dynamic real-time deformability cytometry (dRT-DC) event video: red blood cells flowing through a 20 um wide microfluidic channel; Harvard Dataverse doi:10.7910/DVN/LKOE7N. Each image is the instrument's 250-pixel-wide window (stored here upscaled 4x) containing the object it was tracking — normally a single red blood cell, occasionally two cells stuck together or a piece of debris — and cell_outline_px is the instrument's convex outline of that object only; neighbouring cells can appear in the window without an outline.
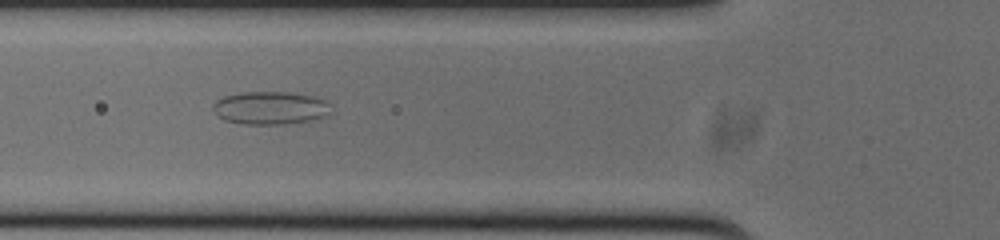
{"species": "common noctule bat (a hibernating species)", "species_latin": "Nyctalus noctula", "temperature_condition": "cold", "stored_images_in_passage": 53, "camera_frame_rate_fps": 3000, "um_per_image_px": 0.085, "animal": {"sex": "male", "body_mass_g": 20.0, "forearm_length_mm": 53.3}, "frame": {"image": 1, "passage_image": 18, "time_ms": 5.667, "image_size_px": [1000, 240], "cell_outline_px": [[332, 104], [328, 112], [324, 116], [308, 120], [284, 124], [244, 124], [224, 120], [212, 108], [212, 104], [216, 100], [224, 96], [240, 92], [292, 92], [316, 96]], "centroid_in_image_um": [22.97, 9.15], "position_along_channel_um": 102.8, "area_um2": 22.66}}
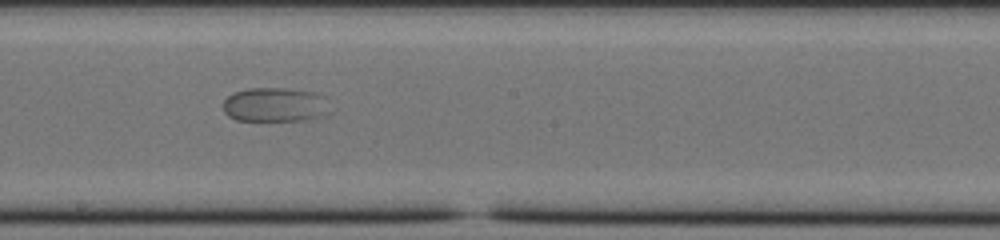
{"frame": {"image": 2, "passage_image": 28, "time_ms": 9.0, "image_size_px": [1000, 240], "cell_outline_px": [[332, 112], [320, 116], [304, 120], [236, 120], [228, 116], [224, 112], [224, 100], [228, 96], [236, 92], [248, 88], [288, 88], [312, 92], [324, 96]], "centroid_in_image_um": [23.4, 8.9], "position_along_channel_um": 224.8, "area_um2": 21.33}}
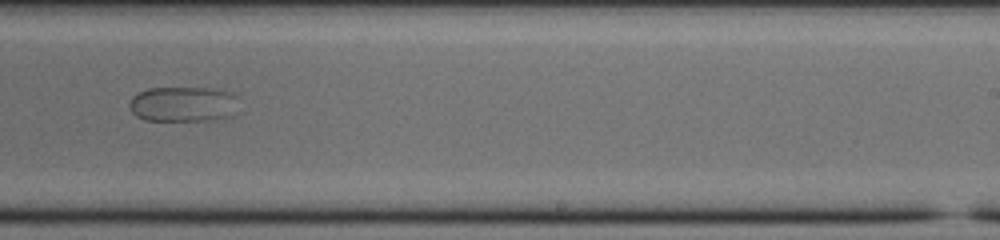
{"frame": {"image": 3, "passage_image": 32, "time_ms": 10.333, "image_size_px": [1000, 240], "cell_outline_px": [[240, 96], [236, 116], [212, 120], [144, 120], [136, 116], [132, 112], [128, 104], [132, 96], [148, 88], [212, 88], [232, 92]], "centroid_in_image_um": [15.66, 8.85], "position_along_channel_um": 273.3, "area_um2": 23.06}, "authors_computed_cell_mechanics": {"area_um2": 29.5358, "velocity_mm_per_s": 3.6553, "shape_relaxation_time_tau1_ms": null, "shape_relaxation_time_tau2_ms": 1.7719, "deformation_change_tau1": null, "deformation_change_tau2": null}}